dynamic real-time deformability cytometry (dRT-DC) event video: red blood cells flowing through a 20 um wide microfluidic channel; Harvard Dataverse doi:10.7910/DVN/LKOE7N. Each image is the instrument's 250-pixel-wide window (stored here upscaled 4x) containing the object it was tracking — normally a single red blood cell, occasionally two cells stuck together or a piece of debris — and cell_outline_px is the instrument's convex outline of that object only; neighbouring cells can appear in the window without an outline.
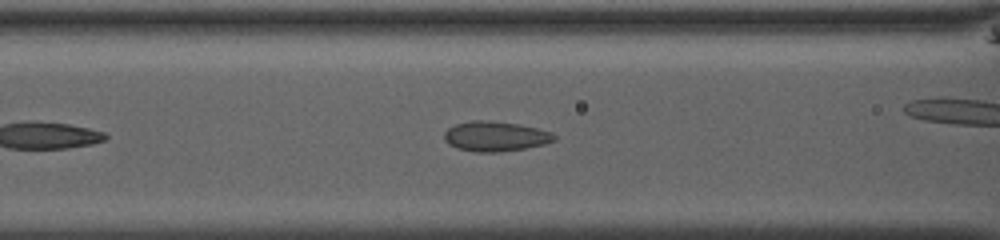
{"species": "common noctule bat (a hibernating species)", "species_latin": "Nyctalus noctula", "temperature_condition": "room temperature", "stored_images_in_passage": 20, "camera_frame_rate_fps": 3000, "um_per_image_px": 0.085, "animal": {"sex": "male", "body_mass_g": 13.0, "forearm_length_mm": 53.1}, "frame": {"image": 1, "passage_image": 4, "time_ms": 1.0, "image_size_px": [1000, 240], "cell_outline_px": [[556, 140], [544, 144], [524, 148], [500, 152], [476, 152], [456, 148], [448, 144], [444, 140], [444, 132], [448, 128], [456, 124], [472, 120], [488, 120], [520, 124], [552, 132], [556, 136]], "centroid_in_image_um": [42.09, 11.58], "position_along_channel_um": 124.5, "area_um2": 19.31}}